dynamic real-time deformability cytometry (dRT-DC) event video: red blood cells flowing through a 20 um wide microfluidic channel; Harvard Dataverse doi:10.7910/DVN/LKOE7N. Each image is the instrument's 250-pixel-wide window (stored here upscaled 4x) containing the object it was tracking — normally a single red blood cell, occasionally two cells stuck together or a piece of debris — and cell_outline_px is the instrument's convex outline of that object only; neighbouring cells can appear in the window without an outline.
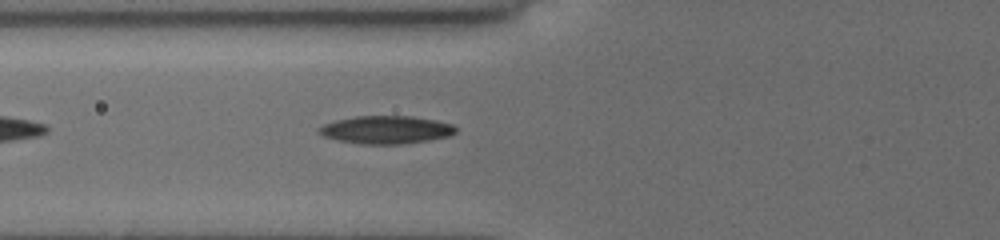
{"species": "common noctule bat (a hibernating species)", "species_latin": "Nyctalus noctula", "temperature_condition": "cold", "stored_images_in_passage": 35, "camera_frame_rate_fps": 3000, "um_per_image_px": 0.085, "animal": {"sex": "female", "body_mass_g": 19.5, "forearm_length_mm": 54.1}, "frame": {"image": 1, "passage_image": 5, "time_ms": 1.333, "image_size_px": [1000, 240], "cell_outline_px": [[456, 132], [448, 136], [428, 140], [400, 144], [360, 144], [336, 140], [324, 136], [316, 132], [316, 128], [324, 124], [336, 120], [356, 116], [412, 116], [436, 120], [452, 124], [456, 128]], "centroid_in_image_um": [32.77, 11.03], "position_along_channel_um": 93.0, "area_um2": 22.31}}
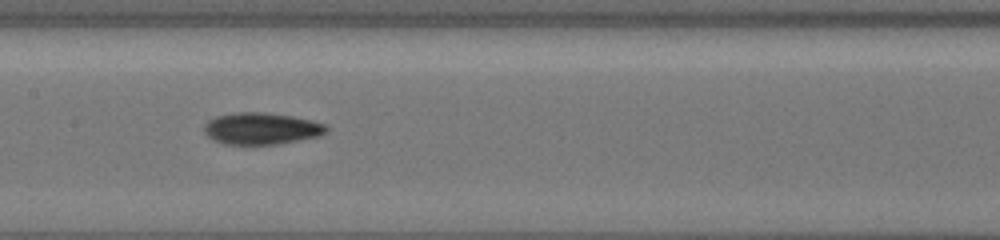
{"frame": {"image": 2, "passage_image": 12, "time_ms": 3.667, "image_size_px": [1000, 240], "cell_outline_px": [[328, 132], [320, 136], [280, 144], [224, 144], [208, 136], [204, 132], [204, 124], [208, 120], [216, 116], [236, 112], [264, 112], [292, 116], [312, 120], [324, 124], [328, 128]], "centroid_in_image_um": [22.24, 10.92], "position_along_channel_um": 185.2, "area_um2": 22.72}}
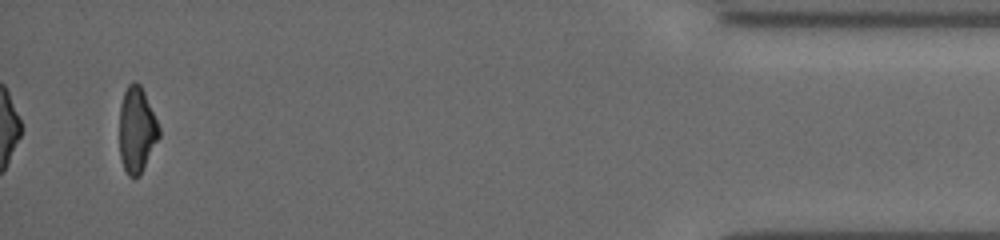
{"frame": {"image": 3, "passage_image": 35, "time_ms": 11.333, "image_size_px": [1000, 240], "cell_outline_px": [[160, 136], [140, 172], [136, 176], [128, 176], [124, 168], [120, 156], [120, 104], [124, 92], [128, 84], [136, 80], [140, 84], [144, 92], [160, 128]], "centroid_in_image_um": [11.61, 10.98], "position_along_channel_um": 423.6, "area_um2": 19.36}, "authors_computed_cell_mechanics": {"area_um2": 21.097, "velocity_mm_per_s": 3.9321, "shape_relaxation_time_tau1_ms": 4.0087, "shape_relaxation_time_tau2_ms": 4.0392, "deformation_change_tau1": 0.1437, "deformation_change_tau2": 0.1093}}